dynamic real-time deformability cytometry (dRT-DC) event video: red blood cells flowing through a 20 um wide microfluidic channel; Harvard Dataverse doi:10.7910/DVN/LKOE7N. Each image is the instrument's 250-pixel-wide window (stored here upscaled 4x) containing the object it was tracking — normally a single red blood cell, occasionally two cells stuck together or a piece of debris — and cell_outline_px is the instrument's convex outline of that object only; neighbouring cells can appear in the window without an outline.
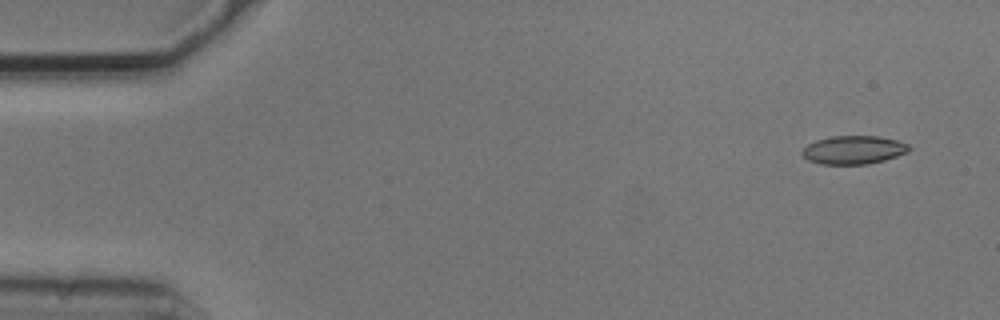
{"species": "common noctule bat (a hibernating species)", "species_latin": "Nyctalus noctula", "temperature_condition": "cold", "stored_images_in_passage": 9, "camera_frame_rate_fps": 3000, "um_per_image_px": 0.085, "animal": {"sex": "male", "body_mass_g": 20.5, "forearm_length_mm": 52.5}, "frame": {"image": 1, "passage_image": 1, "time_ms": 0.0, "image_size_px": [1000, 320], "cell_outline_px": [[912, 148], [908, 152], [884, 160], [868, 164], [820, 164], [808, 160], [800, 152], [808, 144], [816, 140], [832, 136], [876, 136], [896, 140], [908, 144]], "centroid_in_image_um": [72.55, 12.74], "position_along_channel_um": 12.4, "area_um2": 17.63}}
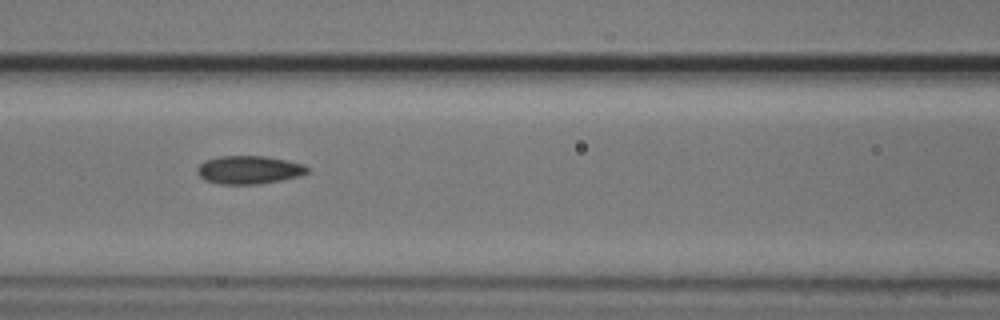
{"frame": {"image": 2, "passage_image": 6, "time_ms": 1.667, "image_size_px": [1000, 320], "cell_outline_px": [[308, 172], [300, 176], [260, 184], [220, 184], [204, 180], [196, 172], [196, 168], [204, 160], [220, 156], [264, 156], [304, 164], [308, 168]], "centroid_in_image_um": [21.13, 14.44], "position_along_channel_um": 145.5, "area_um2": 18.09}}
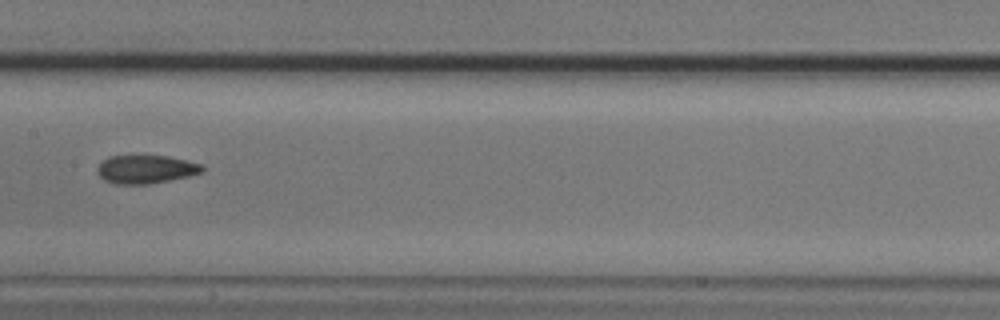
{"frame": {"image": 3, "passage_image": 7, "time_ms": 2.0, "image_size_px": [1000, 320], "cell_outline_px": [[204, 172], [188, 176], [148, 184], [116, 184], [104, 180], [96, 172], [96, 168], [108, 156], [168, 156], [204, 164]], "centroid_in_image_um": [12.41, 14.39], "position_along_channel_um": 195.0, "area_um2": 17.34}}